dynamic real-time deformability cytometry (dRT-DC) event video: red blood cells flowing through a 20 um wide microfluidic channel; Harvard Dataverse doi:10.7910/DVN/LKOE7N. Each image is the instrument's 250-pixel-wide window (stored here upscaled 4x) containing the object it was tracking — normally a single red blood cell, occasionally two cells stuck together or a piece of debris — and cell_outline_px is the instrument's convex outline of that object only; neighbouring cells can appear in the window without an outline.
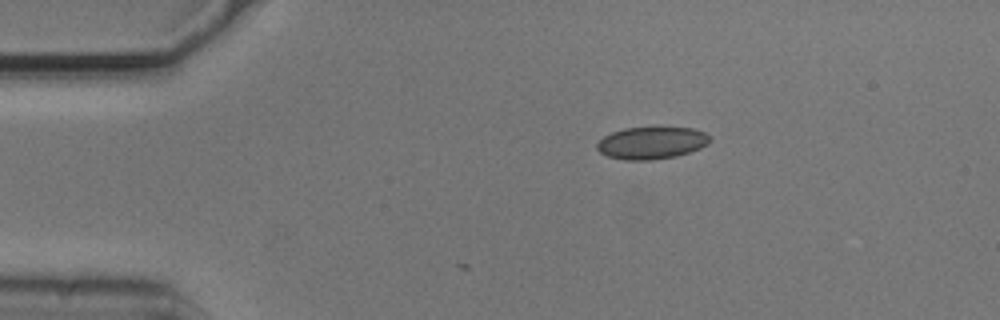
{"species": "common noctule bat (a hibernating species)", "species_latin": "Nyctalus noctula", "temperature_condition": "cold", "stored_images_in_passage": 3, "camera_frame_rate_fps": 3000, "um_per_image_px": 0.085, "animal": {"sex": "male", "body_mass_g": 20.5, "forearm_length_mm": 52.5}, "frame": {"image": 1, "passage_image": 1, "time_ms": 0.0, "image_size_px": [1000, 320], "cell_outline_px": [[712, 140], [708, 144], [700, 148], [676, 156], [652, 160], [628, 160], [608, 156], [600, 152], [596, 148], [596, 144], [604, 136], [612, 132], [624, 128], [656, 124], [692, 128], [704, 132], [712, 136]], "centroid_in_image_um": [55.43, 12.09], "position_along_channel_um": 29.6, "area_um2": 22.08}}